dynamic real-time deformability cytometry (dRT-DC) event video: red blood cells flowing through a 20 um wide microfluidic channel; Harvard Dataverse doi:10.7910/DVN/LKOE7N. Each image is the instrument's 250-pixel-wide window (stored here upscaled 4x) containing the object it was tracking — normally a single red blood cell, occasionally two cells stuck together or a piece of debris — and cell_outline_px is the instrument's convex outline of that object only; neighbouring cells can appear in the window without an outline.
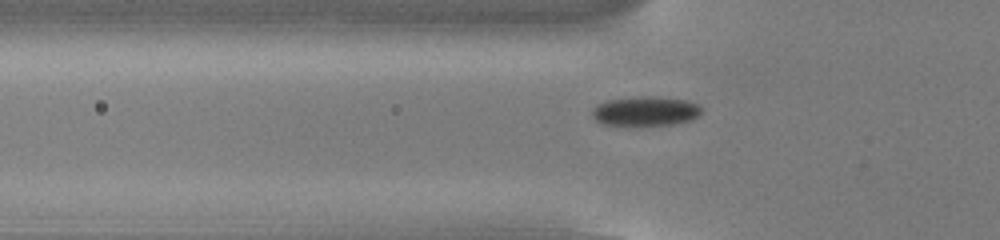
{"species": "common noctule bat (a hibernating species)", "species_latin": "Nyctalus noctula", "temperature_condition": "cold", "stored_images_in_passage": 47, "camera_frame_rate_fps": 3000, "um_per_image_px": 0.085, "animal": {"sex": "male", "body_mass_g": 13.0, "forearm_length_mm": 53.1}, "frame": {"image": 1, "passage_image": 11, "time_ms": 3.333, "image_size_px": [1000, 240], "cell_outline_px": [[704, 108], [700, 116], [692, 120], [676, 124], [604, 124], [596, 120], [592, 116], [592, 112], [600, 104], [608, 100], [644, 96], [656, 96], [688, 100], [700, 104]], "centroid_in_image_um": [55.0, 9.43], "position_along_channel_um": 70.8, "area_um2": 18.61}}
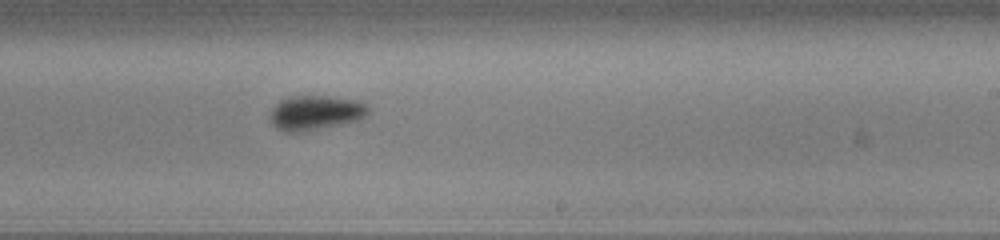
{"frame": {"image": 2, "passage_image": 26, "time_ms": 8.333, "image_size_px": [1000, 240], "cell_outline_px": [[368, 112], [360, 120], [304, 132], [284, 132], [276, 128], [272, 124], [268, 116], [272, 108], [280, 100], [288, 96], [328, 96], [352, 100], [368, 104]], "centroid_in_image_um": [26.76, 9.59], "position_along_channel_um": 262.2, "area_um2": 19.94}}
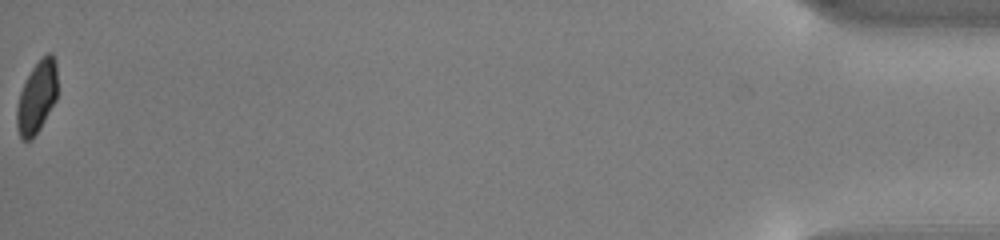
{"frame": {"image": 3, "passage_image": 47, "time_ms": 15.333, "image_size_px": [1000, 240], "cell_outline_px": [[56, 100], [40, 128], [32, 140], [24, 140], [20, 136], [16, 128], [16, 108], [20, 92], [32, 68], [48, 52], [52, 52], [56, 60]], "centroid_in_image_um": [3.12, 8.28], "position_along_channel_um": 432.1, "area_um2": 16.94}, "authors_computed_cell_mechanics": {"area_um2": 18.5538, "velocity_mm_per_s": 3.8359, "shape_relaxation_time_tau1_ms": 3.0182, "shape_relaxation_time_tau2_ms": null, "deformation_change_tau1": 0.1054, "deformation_change_tau2": null}}